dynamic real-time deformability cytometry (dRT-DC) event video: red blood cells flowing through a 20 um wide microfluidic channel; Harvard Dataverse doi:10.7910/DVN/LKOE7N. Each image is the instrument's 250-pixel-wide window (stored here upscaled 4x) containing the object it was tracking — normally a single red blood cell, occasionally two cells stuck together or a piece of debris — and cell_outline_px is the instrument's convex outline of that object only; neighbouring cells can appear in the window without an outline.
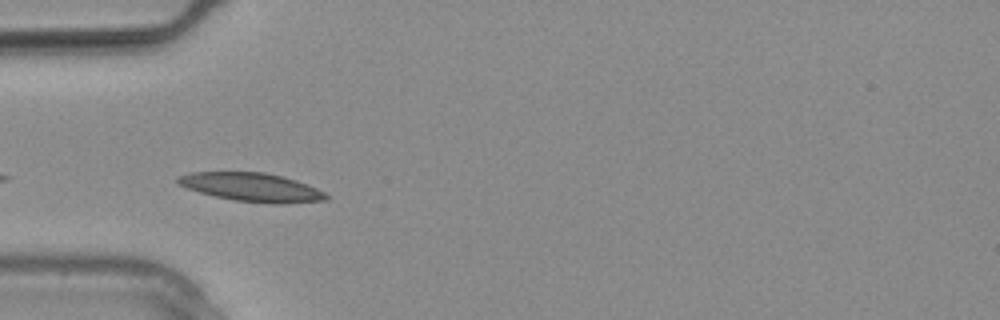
{"species": "common noctule bat (a hibernating species)", "species_latin": "Nyctalus noctula", "temperature_condition": "warm", "stored_images_in_passage": 9, "camera_frame_rate_fps": 3000, "um_per_image_px": 0.085, "animal": {"sex": "male", "body_mass_g": 20.4}, "frame": {"image": 1, "passage_image": 6, "time_ms": 1.667, "image_size_px": [1000, 320], "cell_outline_px": [[324, 196], [312, 200], [244, 200], [224, 196], [208, 192], [184, 184], [180, 180], [204, 172], [252, 172], [276, 176], [312, 188], [320, 192]], "centroid_in_image_um": [21.36, 15.85], "position_along_channel_um": 63.6, "area_um2": 20.06}}